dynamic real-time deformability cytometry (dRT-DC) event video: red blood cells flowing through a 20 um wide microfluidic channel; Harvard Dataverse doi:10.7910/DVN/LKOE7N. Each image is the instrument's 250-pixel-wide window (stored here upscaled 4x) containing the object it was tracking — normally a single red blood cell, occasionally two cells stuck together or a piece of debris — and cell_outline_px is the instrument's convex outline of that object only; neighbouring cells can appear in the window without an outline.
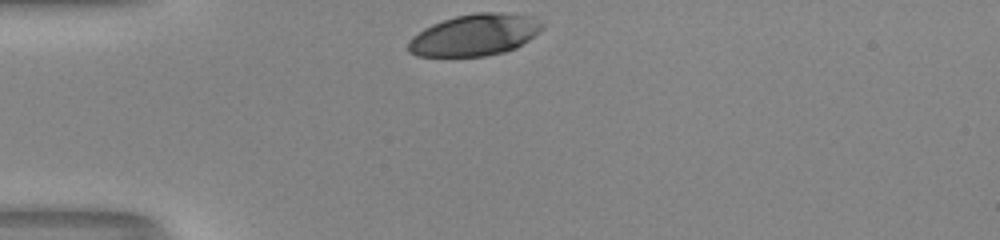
{"species": "human", "species_latin": "Homo sapiens", "temperature_condition": "room temperature", "stored_images_in_passage": 29, "camera_frame_rate_fps": 3000, "um_per_image_px": 0.085, "donor": {"sex": "male"}, "frame": {"image": 1, "passage_image": 1, "time_ms": 0.0, "image_size_px": [1000, 240], "cell_outline_px": [[544, 28], [540, 32], [516, 48], [504, 52], [484, 56], [416, 56], [408, 52], [408, 40], [412, 36], [424, 28], [432, 24], [456, 16], [476, 12], [500, 12], [528, 16], [544, 24]], "centroid_in_image_um": [40.33, 2.98], "position_along_channel_um": 44.7, "area_um2": 32.48}}
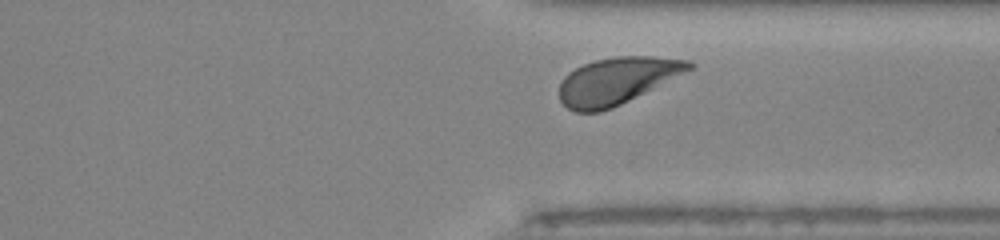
{"frame": {"image": 2, "passage_image": 27, "time_ms": 8.667, "image_size_px": [1000, 240], "cell_outline_px": [[696, 64], [692, 68], [612, 108], [600, 112], [576, 112], [568, 108], [560, 100], [560, 84], [564, 76], [568, 72], [584, 64], [596, 60], [616, 56], [652, 56], [692, 60]], "centroid_in_image_um": [52.41, 6.85], "position_along_channel_um": 359.0, "area_um2": 34.91}, "authors_computed_cell_mechanics": {"area_um2": 34.7956, "velocity_mm_per_s": 3.9487, "shape_relaxation_time_tau1_ms": 1.5877, "shape_relaxation_time_tau2_ms": null, "deformation_change_tau1": 0.1266, "deformation_change_tau2": null}}